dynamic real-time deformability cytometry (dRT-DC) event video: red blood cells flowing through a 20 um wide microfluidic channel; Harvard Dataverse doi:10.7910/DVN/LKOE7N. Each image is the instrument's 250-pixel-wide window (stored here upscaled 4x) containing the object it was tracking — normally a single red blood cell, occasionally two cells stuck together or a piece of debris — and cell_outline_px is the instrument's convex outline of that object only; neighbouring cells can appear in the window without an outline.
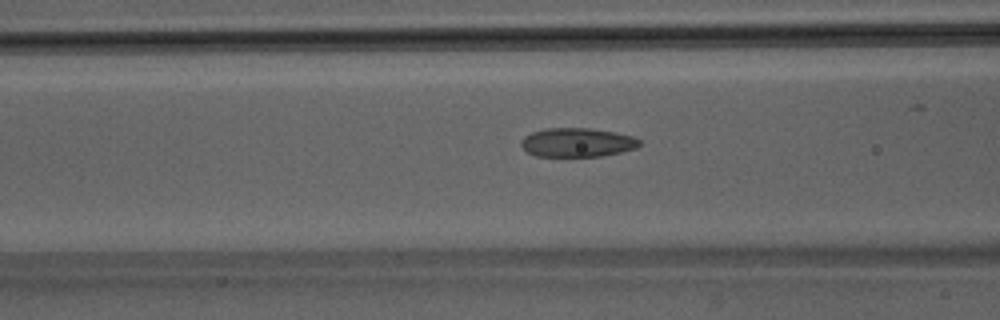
{"species": "Egyptian fruit bat (a non-hibernating species)", "species_latin": "Rousettus aegyptiacus", "temperature_condition": "room temperature", "stored_images_in_passage": 37, "camera_frame_rate_fps": 3000, "um_per_image_px": 0.085, "animal": {"sex": "male"}, "frame": {"image": 1, "passage_image": 7, "time_ms": 2.0, "image_size_px": [1000, 320], "cell_outline_px": [[640, 144], [636, 148], [604, 156], [536, 156], [528, 152], [520, 144], [520, 140], [524, 136], [532, 132], [548, 128], [592, 128], [616, 132], [632, 136], [640, 140]], "centroid_in_image_um": [49.06, 12.1], "position_along_channel_um": 117.5, "area_um2": 20.0}}
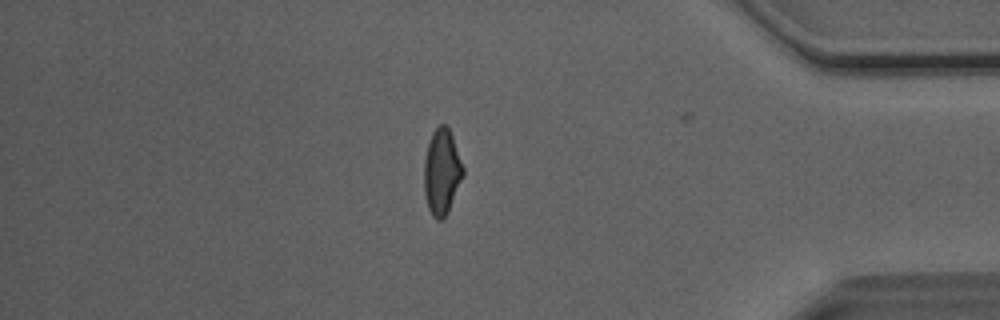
{"frame": {"image": 2, "passage_image": 30, "time_ms": 9.667, "image_size_px": [1000, 320], "cell_outline_px": [[464, 176], [448, 212], [440, 220], [436, 220], [432, 216], [428, 208], [424, 192], [424, 160], [428, 144], [432, 132], [440, 124], [444, 124], [448, 128], [452, 136], [464, 168]], "centroid_in_image_um": [37.55, 14.63], "position_along_channel_um": 397.6, "area_um2": 19.48}}
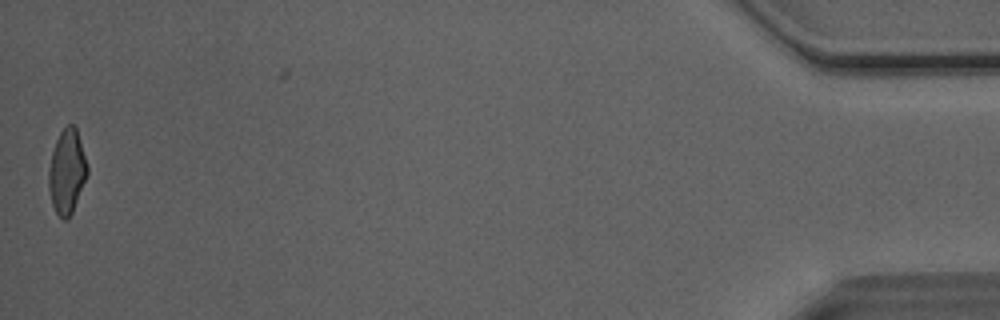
{"frame": {"image": 3, "passage_image": 37, "time_ms": 12.0, "image_size_px": [1000, 320], "cell_outline_px": [[88, 172], [72, 212], [68, 220], [64, 220], [56, 212], [52, 204], [48, 188], [48, 168], [52, 152], [56, 140], [60, 132], [68, 124], [72, 124], [76, 128], [88, 168]], "centroid_in_image_um": [5.66, 14.59], "position_along_channel_um": 429.5, "area_um2": 18.73}, "authors_computed_cell_mechanics": {"area_um2": 19.652, "velocity_mm_per_s": 4.0764, "shape_relaxation_time_tau1_ms": 8.6143, "shape_relaxation_time_tau2_ms": 1.3405, "deformation_change_tau1": 0.2065, "deformation_change_tau2": 0.0902}}